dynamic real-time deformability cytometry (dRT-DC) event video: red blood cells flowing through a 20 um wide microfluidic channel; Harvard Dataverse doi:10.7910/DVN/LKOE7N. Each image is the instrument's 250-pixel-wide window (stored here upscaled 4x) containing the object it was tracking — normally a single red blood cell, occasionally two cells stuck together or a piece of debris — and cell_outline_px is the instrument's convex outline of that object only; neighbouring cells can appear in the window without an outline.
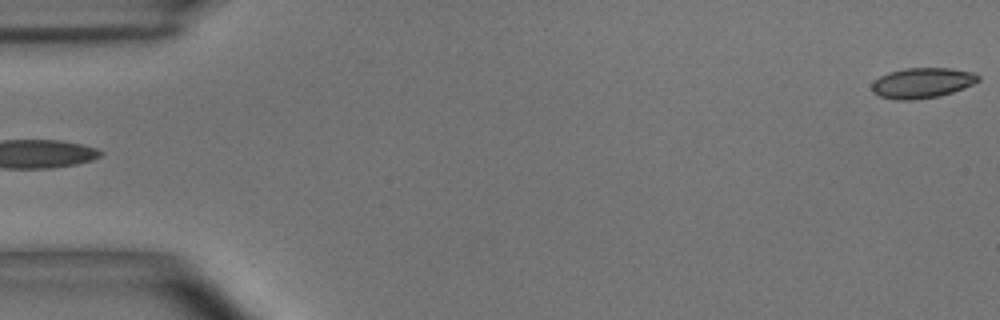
{"species": "common noctule bat (a hibernating species)", "species_latin": "Nyctalus noctula", "temperature_condition": "room temperature", "stored_images_in_passage": 5, "segment_of_instrument_passage": [2, 2], "camera_frame_rate_fps": 3000, "um_per_image_px": 0.085, "animal": {"sex": "male", "body_mass_g": 15.6}, "frame": {"image": 1, "passage_image": 5, "time_ms": 1.333, "image_size_px": [1000, 320], "cell_outline_px": [[980, 80], [964, 88], [940, 96], [912, 100], [896, 100], [880, 96], [872, 92], [872, 84], [880, 76], [888, 72], [904, 68], [952, 68], [976, 72], [980, 76]], "centroid_in_image_um": [78.41, 7.04], "position_along_channel_um": 6.6, "area_um2": 18.96}}